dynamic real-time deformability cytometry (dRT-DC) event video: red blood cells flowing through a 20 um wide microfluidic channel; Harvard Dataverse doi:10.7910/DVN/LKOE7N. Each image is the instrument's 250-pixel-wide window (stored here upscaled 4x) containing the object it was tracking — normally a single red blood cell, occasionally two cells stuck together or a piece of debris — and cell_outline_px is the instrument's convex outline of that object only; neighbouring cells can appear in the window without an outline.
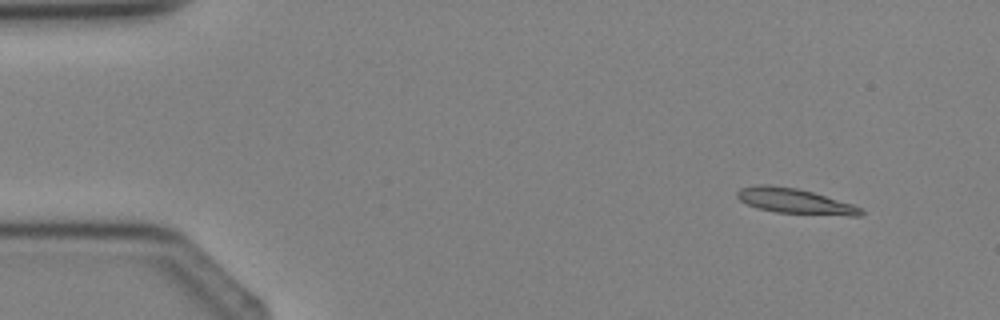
{"species": "Egyptian fruit bat (a non-hibernating species)", "species_latin": "Rousettus aegyptiacus", "temperature_condition": "cold", "stored_images_in_passage": 4, "camera_frame_rate_fps": 3000, "um_per_image_px": 0.085, "animal": {"sex": "female"}, "frame": {"image": 1, "passage_image": 4, "time_ms": 3.667, "image_size_px": [1000, 320], "cell_outline_px": [[864, 212], [860, 216], [848, 216], [776, 212], [756, 208], [740, 200], [736, 196], [736, 192], [740, 188], [760, 184], [768, 184], [796, 188], [812, 192], [852, 204], [860, 208]], "centroid_in_image_um": [67.54, 17.09], "position_along_channel_um": 17.5, "area_um2": 18.09}}